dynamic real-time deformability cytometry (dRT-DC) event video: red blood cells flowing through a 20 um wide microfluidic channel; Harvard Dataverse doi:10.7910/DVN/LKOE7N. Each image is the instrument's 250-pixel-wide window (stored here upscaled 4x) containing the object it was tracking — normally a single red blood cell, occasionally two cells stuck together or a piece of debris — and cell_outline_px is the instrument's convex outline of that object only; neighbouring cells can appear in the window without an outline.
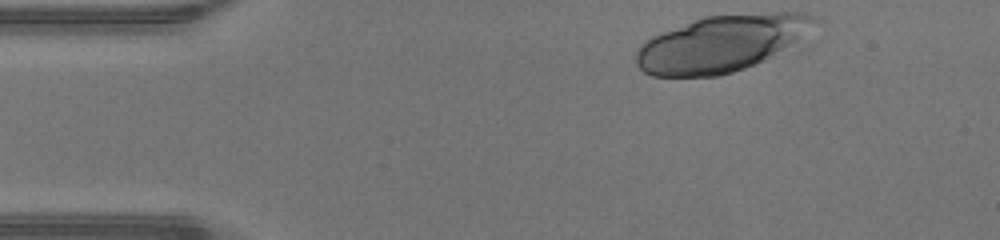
{"species": "human", "species_latin": "Homo sapiens", "temperature_condition": "warm", "stored_images_in_passage": 34, "camera_frame_rate_fps": 3000, "um_per_image_px": 0.085, "donor": {"sex": "male"}, "frame": {"image": 1, "passage_image": 1, "time_ms": 0.0, "image_size_px": [1000, 240], "cell_outline_px": [[816, 20], [812, 44], [756, 64], [720, 76], [652, 76], [644, 72], [636, 64], [636, 52], [640, 44], [652, 36], [692, 20], [704, 16], [772, 12], [804, 12], [812, 16]], "centroid_in_image_um": [61.57, 3.69], "position_along_channel_um": 23.4, "area_um2": 61.04}}
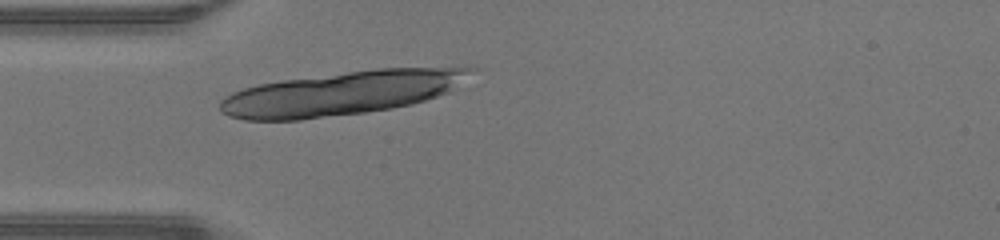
{"frame": {"image": 2, "passage_image": 8, "time_ms": 2.333, "image_size_px": [1000, 240], "cell_outline_px": [[476, 68], [452, 92], [412, 104], [392, 108], [364, 112], [300, 120], [244, 120], [228, 116], [220, 112], [220, 100], [224, 96], [232, 92], [244, 88], [260, 84], [284, 80], [376, 68]], "centroid_in_image_um": [29.0, 7.93], "position_along_channel_um": 56.0, "area_um2": 63.64}}